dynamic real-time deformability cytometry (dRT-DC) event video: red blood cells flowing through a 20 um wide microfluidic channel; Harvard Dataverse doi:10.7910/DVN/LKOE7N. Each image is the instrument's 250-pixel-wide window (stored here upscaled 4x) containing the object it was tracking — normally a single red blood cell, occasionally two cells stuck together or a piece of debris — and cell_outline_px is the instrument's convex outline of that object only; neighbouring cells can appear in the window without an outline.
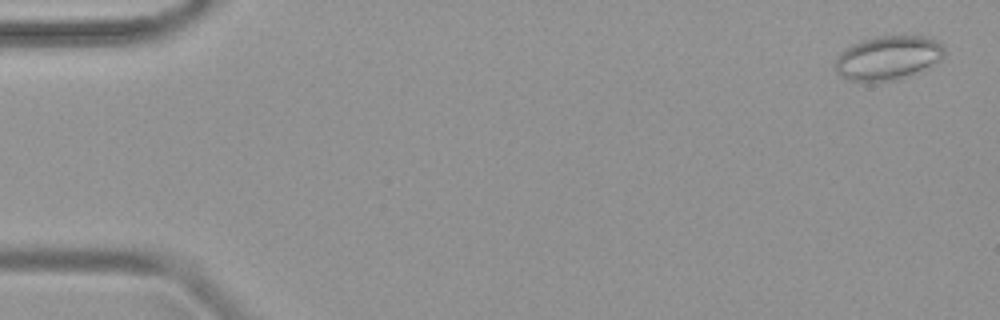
{"species": "common noctule bat (a hibernating species)", "species_latin": "Nyctalus noctula", "temperature_condition": "warm", "stored_images_in_passage": 48, "camera_frame_rate_fps": 3000, "um_per_image_px": 0.085, "animal": {"sex": "female", "body_mass_g": 19.9}, "frame": {"image": 1, "passage_image": 2, "time_ms": 0.333, "image_size_px": [1000, 320], "cell_outline_px": [[944, 56], [940, 60], [896, 80], [848, 80], [840, 76], [836, 72], [836, 60], [840, 52], [844, 48], [860, 40], [876, 36], [928, 36], [944, 44]], "centroid_in_image_um": [75.46, 4.87], "position_along_channel_um": 9.5, "area_um2": 27.63}}
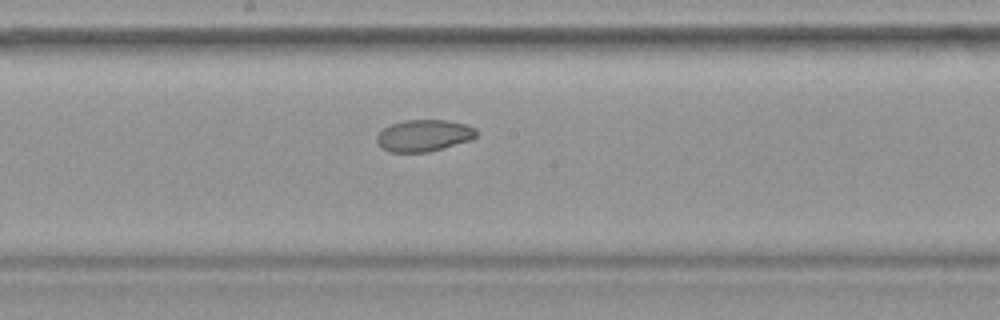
{"frame": {"image": 2, "passage_image": 26, "time_ms": 8.333, "image_size_px": [1000, 320], "cell_outline_px": [[476, 136], [472, 140], [428, 152], [388, 152], [380, 148], [376, 140], [376, 136], [384, 128], [392, 124], [404, 120], [444, 120], [464, 124], [476, 128]], "centroid_in_image_um": [36.0, 11.53], "position_along_channel_um": 212.2, "area_um2": 18.44}}
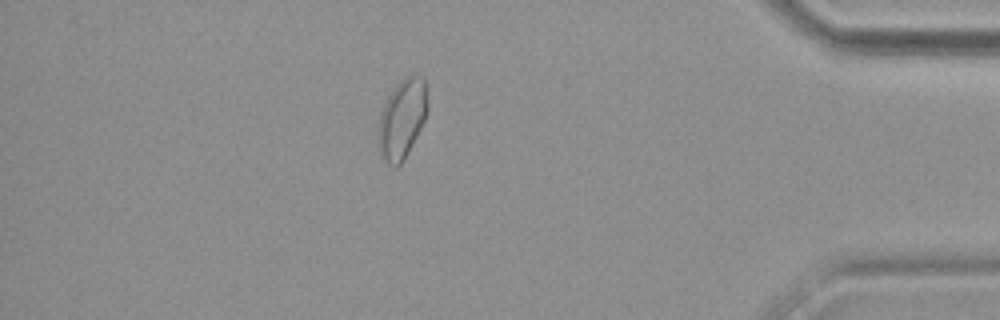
{"frame": {"image": 3, "passage_image": 42, "time_ms": 13.667, "image_size_px": [1000, 320], "cell_outline_px": [[428, 108], [424, 120], [404, 160], [396, 168], [388, 164], [380, 156], [380, 112], [388, 96], [396, 84], [404, 76], [412, 72], [424, 76], [428, 100]], "centroid_in_image_um": [34.21, 10.03], "position_along_channel_um": 401.0, "area_um2": 22.77}}